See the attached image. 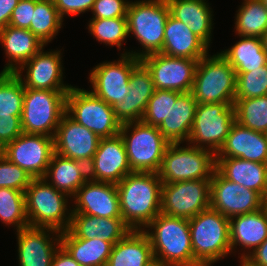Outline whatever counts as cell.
<instances>
[{
	"instance_id": "cell-2",
	"label": "cell",
	"mask_w": 267,
	"mask_h": 266,
	"mask_svg": "<svg viewBox=\"0 0 267 266\" xmlns=\"http://www.w3.org/2000/svg\"><path fill=\"white\" fill-rule=\"evenodd\" d=\"M145 228L151 229L144 232L154 259L167 266H201L194 259L188 219L160 213Z\"/></svg>"
},
{
	"instance_id": "cell-34",
	"label": "cell",
	"mask_w": 267,
	"mask_h": 266,
	"mask_svg": "<svg viewBox=\"0 0 267 266\" xmlns=\"http://www.w3.org/2000/svg\"><path fill=\"white\" fill-rule=\"evenodd\" d=\"M240 40L220 54L235 72H249L267 64V53L259 37L240 36Z\"/></svg>"
},
{
	"instance_id": "cell-7",
	"label": "cell",
	"mask_w": 267,
	"mask_h": 266,
	"mask_svg": "<svg viewBox=\"0 0 267 266\" xmlns=\"http://www.w3.org/2000/svg\"><path fill=\"white\" fill-rule=\"evenodd\" d=\"M191 93L198 104L234 103V68L220 53L207 54L198 62Z\"/></svg>"
},
{
	"instance_id": "cell-3",
	"label": "cell",
	"mask_w": 267,
	"mask_h": 266,
	"mask_svg": "<svg viewBox=\"0 0 267 266\" xmlns=\"http://www.w3.org/2000/svg\"><path fill=\"white\" fill-rule=\"evenodd\" d=\"M194 259L211 266L231 252L229 218L209 207L189 219Z\"/></svg>"
},
{
	"instance_id": "cell-31",
	"label": "cell",
	"mask_w": 267,
	"mask_h": 266,
	"mask_svg": "<svg viewBox=\"0 0 267 266\" xmlns=\"http://www.w3.org/2000/svg\"><path fill=\"white\" fill-rule=\"evenodd\" d=\"M197 102L191 92L181 93L167 117L158 126L170 143L187 142L194 122Z\"/></svg>"
},
{
	"instance_id": "cell-41",
	"label": "cell",
	"mask_w": 267,
	"mask_h": 266,
	"mask_svg": "<svg viewBox=\"0 0 267 266\" xmlns=\"http://www.w3.org/2000/svg\"><path fill=\"white\" fill-rule=\"evenodd\" d=\"M236 73L235 99L267 95V64L249 72Z\"/></svg>"
},
{
	"instance_id": "cell-33",
	"label": "cell",
	"mask_w": 267,
	"mask_h": 266,
	"mask_svg": "<svg viewBox=\"0 0 267 266\" xmlns=\"http://www.w3.org/2000/svg\"><path fill=\"white\" fill-rule=\"evenodd\" d=\"M61 246L80 266H106L113 244L99 238H75L68 230L61 232Z\"/></svg>"
},
{
	"instance_id": "cell-47",
	"label": "cell",
	"mask_w": 267,
	"mask_h": 266,
	"mask_svg": "<svg viewBox=\"0 0 267 266\" xmlns=\"http://www.w3.org/2000/svg\"><path fill=\"white\" fill-rule=\"evenodd\" d=\"M96 0H53L57 11L63 18L65 15H79L92 9Z\"/></svg>"
},
{
	"instance_id": "cell-54",
	"label": "cell",
	"mask_w": 267,
	"mask_h": 266,
	"mask_svg": "<svg viewBox=\"0 0 267 266\" xmlns=\"http://www.w3.org/2000/svg\"><path fill=\"white\" fill-rule=\"evenodd\" d=\"M260 1L267 8V0H260Z\"/></svg>"
},
{
	"instance_id": "cell-30",
	"label": "cell",
	"mask_w": 267,
	"mask_h": 266,
	"mask_svg": "<svg viewBox=\"0 0 267 266\" xmlns=\"http://www.w3.org/2000/svg\"><path fill=\"white\" fill-rule=\"evenodd\" d=\"M153 260L150 239L144 230H130L113 245L106 266H147Z\"/></svg>"
},
{
	"instance_id": "cell-52",
	"label": "cell",
	"mask_w": 267,
	"mask_h": 266,
	"mask_svg": "<svg viewBox=\"0 0 267 266\" xmlns=\"http://www.w3.org/2000/svg\"><path fill=\"white\" fill-rule=\"evenodd\" d=\"M147 266H167V265H165V264L161 263L160 261L154 259Z\"/></svg>"
},
{
	"instance_id": "cell-50",
	"label": "cell",
	"mask_w": 267,
	"mask_h": 266,
	"mask_svg": "<svg viewBox=\"0 0 267 266\" xmlns=\"http://www.w3.org/2000/svg\"><path fill=\"white\" fill-rule=\"evenodd\" d=\"M52 266H80L71 255L60 246L52 259Z\"/></svg>"
},
{
	"instance_id": "cell-13",
	"label": "cell",
	"mask_w": 267,
	"mask_h": 266,
	"mask_svg": "<svg viewBox=\"0 0 267 266\" xmlns=\"http://www.w3.org/2000/svg\"><path fill=\"white\" fill-rule=\"evenodd\" d=\"M120 60L103 62L90 71L91 92L108 105L124 100L130 90V75L141 62L130 54H122Z\"/></svg>"
},
{
	"instance_id": "cell-44",
	"label": "cell",
	"mask_w": 267,
	"mask_h": 266,
	"mask_svg": "<svg viewBox=\"0 0 267 266\" xmlns=\"http://www.w3.org/2000/svg\"><path fill=\"white\" fill-rule=\"evenodd\" d=\"M130 1L126 0H96L91 11V19L126 18Z\"/></svg>"
},
{
	"instance_id": "cell-18",
	"label": "cell",
	"mask_w": 267,
	"mask_h": 266,
	"mask_svg": "<svg viewBox=\"0 0 267 266\" xmlns=\"http://www.w3.org/2000/svg\"><path fill=\"white\" fill-rule=\"evenodd\" d=\"M43 51L41 48L15 72L23 82L24 88L69 91L73 86L63 84L61 51ZM25 68L26 75L22 78L21 73L25 71Z\"/></svg>"
},
{
	"instance_id": "cell-1",
	"label": "cell",
	"mask_w": 267,
	"mask_h": 266,
	"mask_svg": "<svg viewBox=\"0 0 267 266\" xmlns=\"http://www.w3.org/2000/svg\"><path fill=\"white\" fill-rule=\"evenodd\" d=\"M116 187L122 219L131 230H144L161 213L162 181L158 173L132 172Z\"/></svg>"
},
{
	"instance_id": "cell-22",
	"label": "cell",
	"mask_w": 267,
	"mask_h": 266,
	"mask_svg": "<svg viewBox=\"0 0 267 266\" xmlns=\"http://www.w3.org/2000/svg\"><path fill=\"white\" fill-rule=\"evenodd\" d=\"M155 90L150 71L140 62L130 75L128 95L124 100L112 106L117 120L121 124L141 121L148 101Z\"/></svg>"
},
{
	"instance_id": "cell-23",
	"label": "cell",
	"mask_w": 267,
	"mask_h": 266,
	"mask_svg": "<svg viewBox=\"0 0 267 266\" xmlns=\"http://www.w3.org/2000/svg\"><path fill=\"white\" fill-rule=\"evenodd\" d=\"M215 155L267 164V136L235 122L224 144Z\"/></svg>"
},
{
	"instance_id": "cell-14",
	"label": "cell",
	"mask_w": 267,
	"mask_h": 266,
	"mask_svg": "<svg viewBox=\"0 0 267 266\" xmlns=\"http://www.w3.org/2000/svg\"><path fill=\"white\" fill-rule=\"evenodd\" d=\"M0 153L33 178H43L54 153V137L22 133Z\"/></svg>"
},
{
	"instance_id": "cell-55",
	"label": "cell",
	"mask_w": 267,
	"mask_h": 266,
	"mask_svg": "<svg viewBox=\"0 0 267 266\" xmlns=\"http://www.w3.org/2000/svg\"><path fill=\"white\" fill-rule=\"evenodd\" d=\"M241 265L240 266H247L246 264H244L242 261H240Z\"/></svg>"
},
{
	"instance_id": "cell-25",
	"label": "cell",
	"mask_w": 267,
	"mask_h": 266,
	"mask_svg": "<svg viewBox=\"0 0 267 266\" xmlns=\"http://www.w3.org/2000/svg\"><path fill=\"white\" fill-rule=\"evenodd\" d=\"M208 46L181 21L169 15L165 23L164 43L161 53L194 60L208 54Z\"/></svg>"
},
{
	"instance_id": "cell-38",
	"label": "cell",
	"mask_w": 267,
	"mask_h": 266,
	"mask_svg": "<svg viewBox=\"0 0 267 266\" xmlns=\"http://www.w3.org/2000/svg\"><path fill=\"white\" fill-rule=\"evenodd\" d=\"M24 93L16 73L0 72V116H22Z\"/></svg>"
},
{
	"instance_id": "cell-17",
	"label": "cell",
	"mask_w": 267,
	"mask_h": 266,
	"mask_svg": "<svg viewBox=\"0 0 267 266\" xmlns=\"http://www.w3.org/2000/svg\"><path fill=\"white\" fill-rule=\"evenodd\" d=\"M130 173L132 171L120 134L109 138H101L97 151L88 164L89 179L117 185Z\"/></svg>"
},
{
	"instance_id": "cell-4",
	"label": "cell",
	"mask_w": 267,
	"mask_h": 266,
	"mask_svg": "<svg viewBox=\"0 0 267 266\" xmlns=\"http://www.w3.org/2000/svg\"><path fill=\"white\" fill-rule=\"evenodd\" d=\"M170 15L166 0L130 1L127 9L128 34L132 33L142 45V52L131 51L135 58L161 53L164 43L165 23Z\"/></svg>"
},
{
	"instance_id": "cell-29",
	"label": "cell",
	"mask_w": 267,
	"mask_h": 266,
	"mask_svg": "<svg viewBox=\"0 0 267 266\" xmlns=\"http://www.w3.org/2000/svg\"><path fill=\"white\" fill-rule=\"evenodd\" d=\"M206 0H166L170 15L197 35L208 47L211 41L212 11Z\"/></svg>"
},
{
	"instance_id": "cell-51",
	"label": "cell",
	"mask_w": 267,
	"mask_h": 266,
	"mask_svg": "<svg viewBox=\"0 0 267 266\" xmlns=\"http://www.w3.org/2000/svg\"><path fill=\"white\" fill-rule=\"evenodd\" d=\"M262 43H263V49L267 53V30L264 32V34L261 37Z\"/></svg>"
},
{
	"instance_id": "cell-24",
	"label": "cell",
	"mask_w": 267,
	"mask_h": 266,
	"mask_svg": "<svg viewBox=\"0 0 267 266\" xmlns=\"http://www.w3.org/2000/svg\"><path fill=\"white\" fill-rule=\"evenodd\" d=\"M229 231L231 252L237 245L248 249L239 257L242 261L267 238L266 208L263 207L252 213L231 217L229 219Z\"/></svg>"
},
{
	"instance_id": "cell-16",
	"label": "cell",
	"mask_w": 267,
	"mask_h": 266,
	"mask_svg": "<svg viewBox=\"0 0 267 266\" xmlns=\"http://www.w3.org/2000/svg\"><path fill=\"white\" fill-rule=\"evenodd\" d=\"M210 207L227 218L260 210L264 198L256 191L231 182L217 170L210 182Z\"/></svg>"
},
{
	"instance_id": "cell-20",
	"label": "cell",
	"mask_w": 267,
	"mask_h": 266,
	"mask_svg": "<svg viewBox=\"0 0 267 266\" xmlns=\"http://www.w3.org/2000/svg\"><path fill=\"white\" fill-rule=\"evenodd\" d=\"M16 234L19 266H52L53 256L61 246L59 231L27 226L17 231ZM54 235L55 238L50 237Z\"/></svg>"
},
{
	"instance_id": "cell-28",
	"label": "cell",
	"mask_w": 267,
	"mask_h": 266,
	"mask_svg": "<svg viewBox=\"0 0 267 266\" xmlns=\"http://www.w3.org/2000/svg\"><path fill=\"white\" fill-rule=\"evenodd\" d=\"M131 229L122 218H101L80 213H71L68 231L81 239L99 238L113 245L120 241Z\"/></svg>"
},
{
	"instance_id": "cell-32",
	"label": "cell",
	"mask_w": 267,
	"mask_h": 266,
	"mask_svg": "<svg viewBox=\"0 0 267 266\" xmlns=\"http://www.w3.org/2000/svg\"><path fill=\"white\" fill-rule=\"evenodd\" d=\"M43 178L56 190L64 192L71 199L89 179L88 165L82 161L66 158L54 152L46 175Z\"/></svg>"
},
{
	"instance_id": "cell-15",
	"label": "cell",
	"mask_w": 267,
	"mask_h": 266,
	"mask_svg": "<svg viewBox=\"0 0 267 266\" xmlns=\"http://www.w3.org/2000/svg\"><path fill=\"white\" fill-rule=\"evenodd\" d=\"M141 62L150 71L156 89L191 92L199 60L150 54Z\"/></svg>"
},
{
	"instance_id": "cell-5",
	"label": "cell",
	"mask_w": 267,
	"mask_h": 266,
	"mask_svg": "<svg viewBox=\"0 0 267 266\" xmlns=\"http://www.w3.org/2000/svg\"><path fill=\"white\" fill-rule=\"evenodd\" d=\"M68 197L45 178H33L25 190L29 226L51 228L60 233L68 230L72 213L71 209H67Z\"/></svg>"
},
{
	"instance_id": "cell-53",
	"label": "cell",
	"mask_w": 267,
	"mask_h": 266,
	"mask_svg": "<svg viewBox=\"0 0 267 266\" xmlns=\"http://www.w3.org/2000/svg\"><path fill=\"white\" fill-rule=\"evenodd\" d=\"M264 207H265L266 210H267V194H266V196H265V198H264Z\"/></svg>"
},
{
	"instance_id": "cell-10",
	"label": "cell",
	"mask_w": 267,
	"mask_h": 266,
	"mask_svg": "<svg viewBox=\"0 0 267 266\" xmlns=\"http://www.w3.org/2000/svg\"><path fill=\"white\" fill-rule=\"evenodd\" d=\"M66 113L100 139L119 134L121 123L113 108L91 91L72 87L66 96Z\"/></svg>"
},
{
	"instance_id": "cell-8",
	"label": "cell",
	"mask_w": 267,
	"mask_h": 266,
	"mask_svg": "<svg viewBox=\"0 0 267 266\" xmlns=\"http://www.w3.org/2000/svg\"><path fill=\"white\" fill-rule=\"evenodd\" d=\"M169 143L158 171L162 183L211 179L216 170V155L204 148Z\"/></svg>"
},
{
	"instance_id": "cell-6",
	"label": "cell",
	"mask_w": 267,
	"mask_h": 266,
	"mask_svg": "<svg viewBox=\"0 0 267 266\" xmlns=\"http://www.w3.org/2000/svg\"><path fill=\"white\" fill-rule=\"evenodd\" d=\"M119 134L126 148L131 171L158 173L170 143L158 127L135 121L122 124Z\"/></svg>"
},
{
	"instance_id": "cell-43",
	"label": "cell",
	"mask_w": 267,
	"mask_h": 266,
	"mask_svg": "<svg viewBox=\"0 0 267 266\" xmlns=\"http://www.w3.org/2000/svg\"><path fill=\"white\" fill-rule=\"evenodd\" d=\"M33 177L0 153V188L25 192Z\"/></svg>"
},
{
	"instance_id": "cell-19",
	"label": "cell",
	"mask_w": 267,
	"mask_h": 266,
	"mask_svg": "<svg viewBox=\"0 0 267 266\" xmlns=\"http://www.w3.org/2000/svg\"><path fill=\"white\" fill-rule=\"evenodd\" d=\"M99 141L94 132L65 113L54 136V152L88 165L97 151Z\"/></svg>"
},
{
	"instance_id": "cell-26",
	"label": "cell",
	"mask_w": 267,
	"mask_h": 266,
	"mask_svg": "<svg viewBox=\"0 0 267 266\" xmlns=\"http://www.w3.org/2000/svg\"><path fill=\"white\" fill-rule=\"evenodd\" d=\"M216 170L227 180L267 194V164L233 157H216Z\"/></svg>"
},
{
	"instance_id": "cell-21",
	"label": "cell",
	"mask_w": 267,
	"mask_h": 266,
	"mask_svg": "<svg viewBox=\"0 0 267 266\" xmlns=\"http://www.w3.org/2000/svg\"><path fill=\"white\" fill-rule=\"evenodd\" d=\"M72 213L101 218H122L116 184L88 179L72 197Z\"/></svg>"
},
{
	"instance_id": "cell-46",
	"label": "cell",
	"mask_w": 267,
	"mask_h": 266,
	"mask_svg": "<svg viewBox=\"0 0 267 266\" xmlns=\"http://www.w3.org/2000/svg\"><path fill=\"white\" fill-rule=\"evenodd\" d=\"M35 11V0H19L10 17V26L30 29V23Z\"/></svg>"
},
{
	"instance_id": "cell-11",
	"label": "cell",
	"mask_w": 267,
	"mask_h": 266,
	"mask_svg": "<svg viewBox=\"0 0 267 266\" xmlns=\"http://www.w3.org/2000/svg\"><path fill=\"white\" fill-rule=\"evenodd\" d=\"M235 122L234 103L197 104L187 144L216 154Z\"/></svg>"
},
{
	"instance_id": "cell-35",
	"label": "cell",
	"mask_w": 267,
	"mask_h": 266,
	"mask_svg": "<svg viewBox=\"0 0 267 266\" xmlns=\"http://www.w3.org/2000/svg\"><path fill=\"white\" fill-rule=\"evenodd\" d=\"M60 16L53 0H35V11L30 23V31L45 45L56 37L62 27ZM55 36V37H54Z\"/></svg>"
},
{
	"instance_id": "cell-27",
	"label": "cell",
	"mask_w": 267,
	"mask_h": 266,
	"mask_svg": "<svg viewBox=\"0 0 267 266\" xmlns=\"http://www.w3.org/2000/svg\"><path fill=\"white\" fill-rule=\"evenodd\" d=\"M0 43L4 47L9 61L1 72L11 73H15L45 46L29 29L10 25L0 29Z\"/></svg>"
},
{
	"instance_id": "cell-49",
	"label": "cell",
	"mask_w": 267,
	"mask_h": 266,
	"mask_svg": "<svg viewBox=\"0 0 267 266\" xmlns=\"http://www.w3.org/2000/svg\"><path fill=\"white\" fill-rule=\"evenodd\" d=\"M18 2L19 0H0V29L9 25L12 11Z\"/></svg>"
},
{
	"instance_id": "cell-45",
	"label": "cell",
	"mask_w": 267,
	"mask_h": 266,
	"mask_svg": "<svg viewBox=\"0 0 267 266\" xmlns=\"http://www.w3.org/2000/svg\"><path fill=\"white\" fill-rule=\"evenodd\" d=\"M22 133L21 116H0V151Z\"/></svg>"
},
{
	"instance_id": "cell-48",
	"label": "cell",
	"mask_w": 267,
	"mask_h": 266,
	"mask_svg": "<svg viewBox=\"0 0 267 266\" xmlns=\"http://www.w3.org/2000/svg\"><path fill=\"white\" fill-rule=\"evenodd\" d=\"M242 262L247 266H267V238L260 246L251 251Z\"/></svg>"
},
{
	"instance_id": "cell-9",
	"label": "cell",
	"mask_w": 267,
	"mask_h": 266,
	"mask_svg": "<svg viewBox=\"0 0 267 266\" xmlns=\"http://www.w3.org/2000/svg\"><path fill=\"white\" fill-rule=\"evenodd\" d=\"M67 93L25 88L21 116L23 133L54 137L66 113Z\"/></svg>"
},
{
	"instance_id": "cell-12",
	"label": "cell",
	"mask_w": 267,
	"mask_h": 266,
	"mask_svg": "<svg viewBox=\"0 0 267 266\" xmlns=\"http://www.w3.org/2000/svg\"><path fill=\"white\" fill-rule=\"evenodd\" d=\"M211 179L162 183L161 213L190 219L210 207Z\"/></svg>"
},
{
	"instance_id": "cell-40",
	"label": "cell",
	"mask_w": 267,
	"mask_h": 266,
	"mask_svg": "<svg viewBox=\"0 0 267 266\" xmlns=\"http://www.w3.org/2000/svg\"><path fill=\"white\" fill-rule=\"evenodd\" d=\"M88 27L97 41L109 46L116 45L118 50L129 36L127 18L91 19Z\"/></svg>"
},
{
	"instance_id": "cell-36",
	"label": "cell",
	"mask_w": 267,
	"mask_h": 266,
	"mask_svg": "<svg viewBox=\"0 0 267 266\" xmlns=\"http://www.w3.org/2000/svg\"><path fill=\"white\" fill-rule=\"evenodd\" d=\"M242 4L236 15V34L261 38L267 30V8L260 0H244Z\"/></svg>"
},
{
	"instance_id": "cell-39",
	"label": "cell",
	"mask_w": 267,
	"mask_h": 266,
	"mask_svg": "<svg viewBox=\"0 0 267 266\" xmlns=\"http://www.w3.org/2000/svg\"><path fill=\"white\" fill-rule=\"evenodd\" d=\"M0 220L5 225H14L16 231L29 226L25 192L12 188H0Z\"/></svg>"
},
{
	"instance_id": "cell-37",
	"label": "cell",
	"mask_w": 267,
	"mask_h": 266,
	"mask_svg": "<svg viewBox=\"0 0 267 266\" xmlns=\"http://www.w3.org/2000/svg\"><path fill=\"white\" fill-rule=\"evenodd\" d=\"M235 121L256 132L267 131V95L256 98L235 99Z\"/></svg>"
},
{
	"instance_id": "cell-42",
	"label": "cell",
	"mask_w": 267,
	"mask_h": 266,
	"mask_svg": "<svg viewBox=\"0 0 267 266\" xmlns=\"http://www.w3.org/2000/svg\"><path fill=\"white\" fill-rule=\"evenodd\" d=\"M180 94L179 91L156 89L148 101L141 121L158 127L167 117L171 105L175 104Z\"/></svg>"
}]
</instances>
